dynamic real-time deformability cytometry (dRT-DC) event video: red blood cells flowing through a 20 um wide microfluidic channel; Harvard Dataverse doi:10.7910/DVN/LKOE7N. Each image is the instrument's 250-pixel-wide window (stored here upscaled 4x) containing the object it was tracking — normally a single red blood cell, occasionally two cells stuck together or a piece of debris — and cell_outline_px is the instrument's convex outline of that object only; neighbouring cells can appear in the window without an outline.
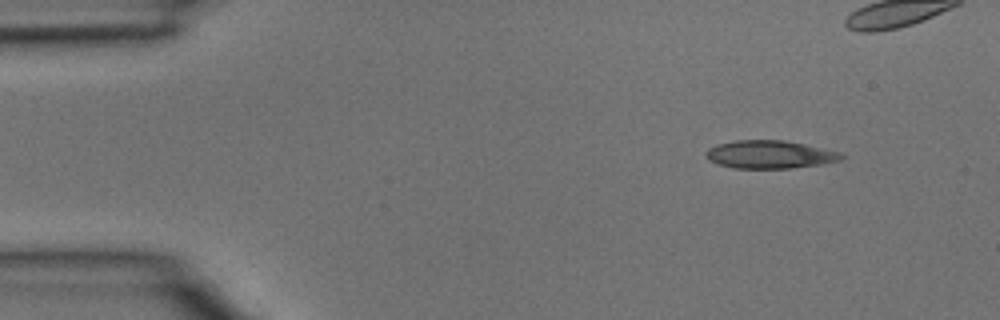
{"species": "common noctule bat (a hibernating species)", "species_latin": "Nyctalus noctula", "temperature_condition": "room temperature", "stored_images_in_passage": 4, "camera_frame_rate_fps": 3000, "um_per_image_px": 0.085, "animal": {"sex": "male", "body_mass_g": 15.6}, "frame": {"image": 1, "passage_image": 1, "time_ms": 0.0, "image_size_px": [1000, 320], "cell_outline_px": [[844, 156], [840, 160], [820, 164], [792, 168], [732, 168], [708, 160], [704, 152], [708, 148], [716, 144], [736, 140], [784, 140], [844, 152]], "centroid_in_image_um": [65.43, 13.12], "position_along_channel_um": 19.6, "area_um2": 22.2}}